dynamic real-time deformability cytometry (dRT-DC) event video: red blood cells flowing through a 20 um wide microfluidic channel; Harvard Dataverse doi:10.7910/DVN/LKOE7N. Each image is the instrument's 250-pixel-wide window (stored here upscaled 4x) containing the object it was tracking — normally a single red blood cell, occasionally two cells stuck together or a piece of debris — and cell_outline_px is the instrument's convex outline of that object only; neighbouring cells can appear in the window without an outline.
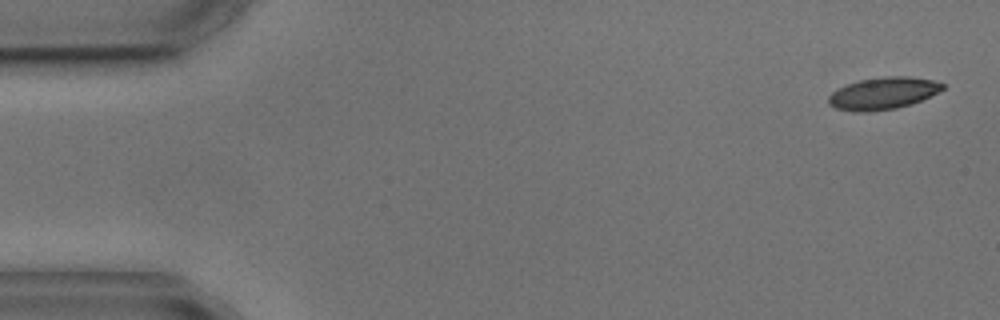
{"species": "common noctule bat (a hibernating species)", "species_latin": "Nyctalus noctula", "temperature_condition": "cold", "stored_images_in_passage": 6, "camera_frame_rate_fps": 3000, "um_per_image_px": 0.085, "animal": {"sex": "male", "body_mass_g": 17.9, "forearm_length_mm": 54.2}, "frame": {"image": 1, "passage_image": 1, "time_ms": 0.0, "image_size_px": [1000, 320], "cell_outline_px": [[944, 88], [912, 104], [896, 108], [868, 112], [856, 112], [836, 108], [828, 104], [828, 96], [832, 92], [848, 84], [860, 80], [884, 76], [908, 76], [932, 80], [944, 84]], "centroid_in_image_um": [75.03, 7.94], "position_along_channel_um": 10.0, "area_um2": 21.1}}
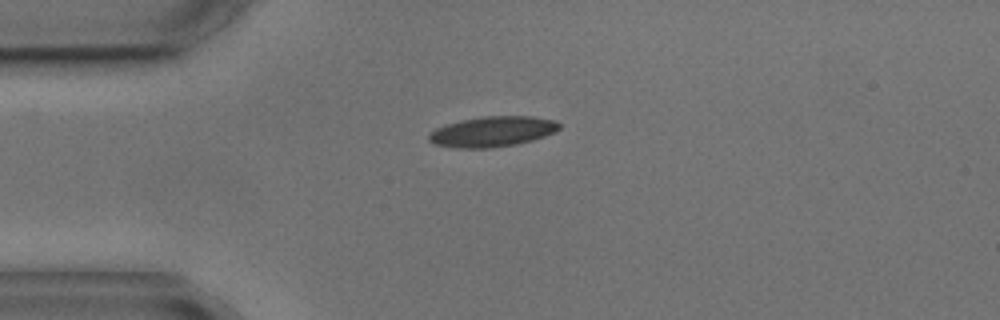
{"frame": {"image": 2, "passage_image": 4, "time_ms": 3.667, "image_size_px": [1000, 320], "cell_outline_px": [[560, 128], [556, 132], [532, 140], [516, 144], [492, 148], [460, 148], [436, 144], [428, 140], [428, 136], [436, 128], [460, 120], [484, 116], [532, 116], [552, 120], [560, 124]], "centroid_in_image_um": [41.88, 11.18], "position_along_channel_um": 43.1, "area_um2": 22.89}}